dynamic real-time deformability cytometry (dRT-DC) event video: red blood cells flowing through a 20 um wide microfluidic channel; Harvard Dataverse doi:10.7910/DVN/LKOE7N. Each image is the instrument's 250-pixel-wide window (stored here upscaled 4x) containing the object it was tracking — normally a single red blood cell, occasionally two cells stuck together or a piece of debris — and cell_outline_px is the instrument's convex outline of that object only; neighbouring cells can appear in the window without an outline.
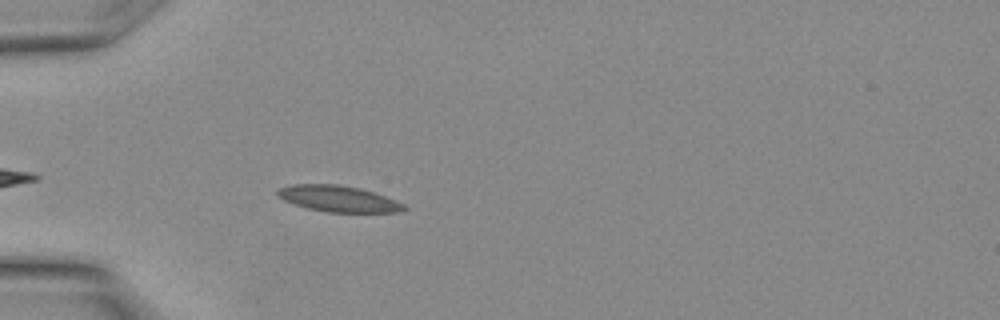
{"species": "Egyptian fruit bat (a non-hibernating species)", "species_latin": "Rousettus aegyptiacus", "temperature_condition": "warm", "stored_images_in_passage": 8, "camera_frame_rate_fps": 3000, "um_per_image_px": 0.085, "animal": {"sex": "female"}, "frame": {"image": 1, "passage_image": 2, "time_ms": 0.333, "image_size_px": [1000, 320], "cell_outline_px": [[408, 208], [396, 212], [328, 212], [308, 208], [284, 200], [276, 196], [276, 192], [280, 188], [292, 184], [336, 184], [360, 188], [384, 196], [404, 204]], "centroid_in_image_um": [28.73, 16.89], "position_along_channel_um": 56.3, "area_um2": 19.02}}
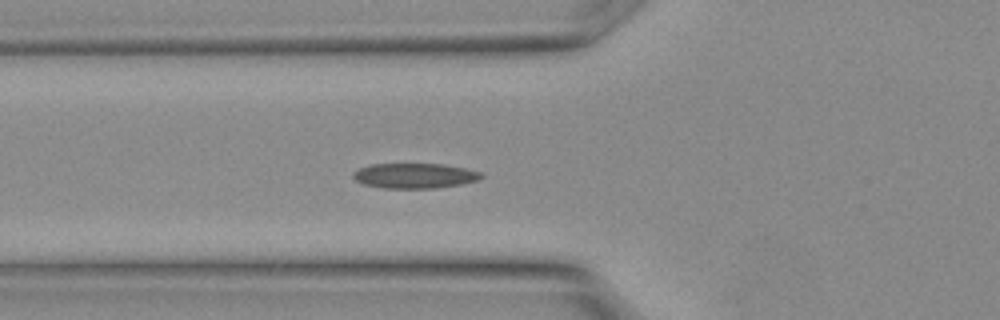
{"frame": {"image": 2, "passage_image": 4, "time_ms": 1.0, "image_size_px": [1000, 320], "cell_outline_px": [[484, 176], [480, 180], [460, 184], [432, 188], [384, 188], [364, 184], [356, 180], [352, 176], [352, 172], [356, 168], [368, 164], [444, 164], [464, 168], [480, 172]], "centroid_in_image_um": [35.2, 14.93], "position_along_channel_um": 90.6, "area_um2": 18.79}}
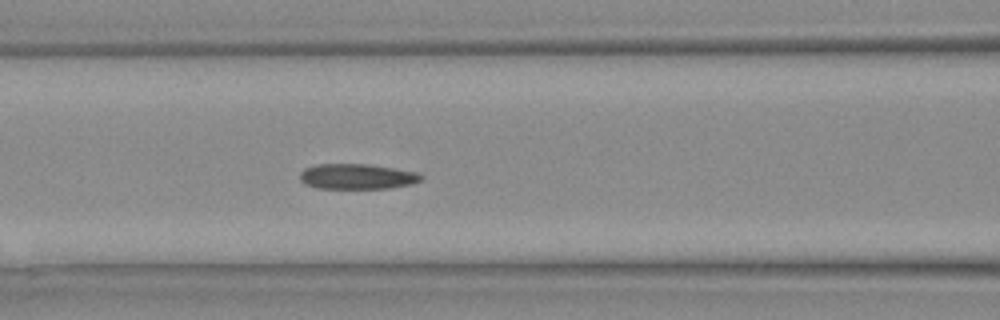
{"frame": {"image": 3, "passage_image": 6, "time_ms": 1.667, "image_size_px": [1000, 320], "cell_outline_px": [[424, 176], [420, 180], [412, 184], [388, 188], [320, 188], [308, 184], [300, 180], [300, 172], [304, 168], [316, 164], [368, 164], [420, 172]], "centroid_in_image_um": [30.39, 14.99], "position_along_channel_um": 136.2, "area_um2": 17.86}}